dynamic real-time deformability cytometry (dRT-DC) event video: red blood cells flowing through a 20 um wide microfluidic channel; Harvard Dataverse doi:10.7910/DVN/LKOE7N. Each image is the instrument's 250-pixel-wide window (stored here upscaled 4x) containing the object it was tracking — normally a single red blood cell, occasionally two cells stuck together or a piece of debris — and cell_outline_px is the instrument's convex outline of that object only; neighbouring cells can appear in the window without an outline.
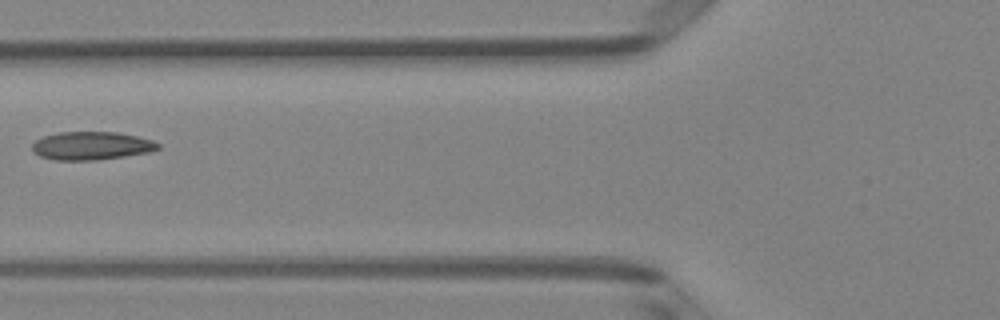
{"species": "Egyptian fruit bat (a non-hibernating species)", "species_latin": "Rousettus aegyptiacus", "temperature_condition": "room temperature", "stored_images_in_passage": 6, "camera_frame_rate_fps": 3000, "um_per_image_px": 0.085, "animal": {"sex": "female"}, "frame": {"image": 1, "passage_image": 6, "time_ms": 1.667, "image_size_px": [1000, 320], "cell_outline_px": [[160, 148], [148, 152], [124, 156], [96, 160], [56, 160], [40, 156], [32, 152], [32, 144], [36, 140], [44, 136], [60, 132], [116, 132], [136, 136], [152, 140], [160, 144]], "centroid_in_image_um": [7.75, 12.39], "position_along_channel_um": 118.0, "area_um2": 20.58}}